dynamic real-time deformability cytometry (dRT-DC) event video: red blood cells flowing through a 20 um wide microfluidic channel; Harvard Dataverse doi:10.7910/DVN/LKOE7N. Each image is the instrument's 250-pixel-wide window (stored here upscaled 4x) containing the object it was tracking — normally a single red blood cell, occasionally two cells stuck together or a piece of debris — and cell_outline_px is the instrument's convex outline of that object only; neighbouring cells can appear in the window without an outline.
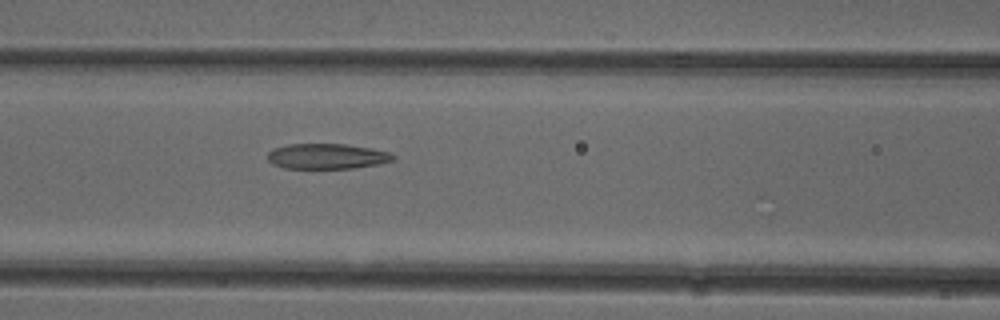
{"species": "common noctule bat (a hibernating species)", "species_latin": "Nyctalus noctula", "temperature_condition": "cold", "stored_images_in_passage": 33, "camera_frame_rate_fps": 3000, "um_per_image_px": 0.085, "animal": {"sex": "female"}, "frame": {"image": 1, "passage_image": 7, "time_ms": 2.0, "image_size_px": [1000, 320], "cell_outline_px": [[396, 160], [380, 164], [352, 168], [284, 168], [272, 164], [268, 160], [268, 152], [276, 148], [288, 144], [344, 144], [372, 148], [392, 152], [396, 156]], "centroid_in_image_um": [27.86, 13.28], "position_along_channel_um": 138.7, "area_um2": 18.67}}
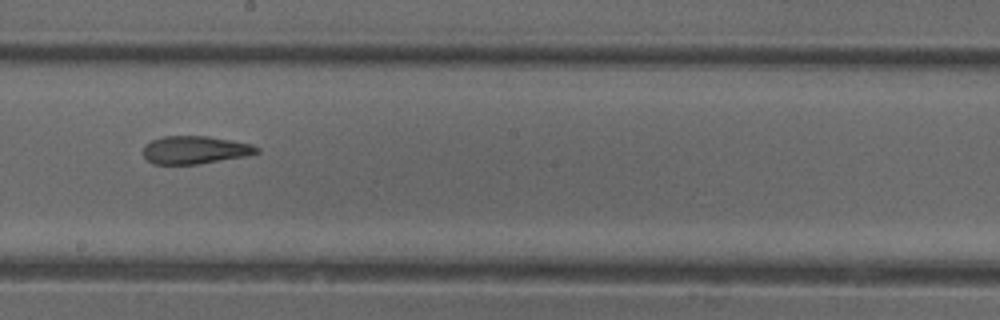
{"frame": {"image": 2, "passage_image": 14, "time_ms": 4.333, "image_size_px": [1000, 320], "cell_outline_px": [[260, 152], [248, 156], [200, 164], [152, 164], [144, 156], [144, 144], [152, 140], [164, 136], [208, 136], [252, 144], [260, 148]], "centroid_in_image_um": [16.61, 12.75], "position_along_channel_um": 231.6, "area_um2": 18.61}}
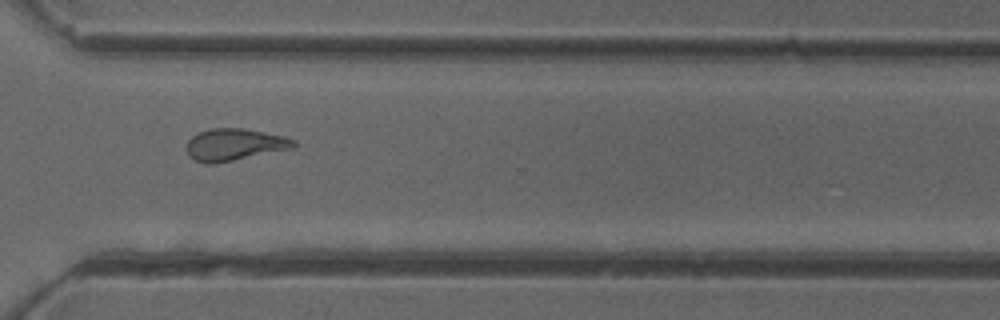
{"frame": {"image": 3, "passage_image": 23, "time_ms": 7.333, "image_size_px": [1000, 320], "cell_outline_px": [[296, 148], [212, 164], [208, 164], [196, 160], [188, 156], [184, 148], [188, 140], [192, 136], [208, 128], [244, 128], [284, 136], [296, 140]], "centroid_in_image_um": [19.92, 12.29], "position_along_channel_um": 350.7, "area_um2": 20.17}, "authors_computed_cell_mechanics": {"area_um2": 19.4786, "velocity_mm_per_s": 3.9819, "shape_relaxation_time_tau1_ms": null, "shape_relaxation_time_tau2_ms": 2.1089, "deformation_change_tau1": null, "deformation_change_tau2": 0.101}}